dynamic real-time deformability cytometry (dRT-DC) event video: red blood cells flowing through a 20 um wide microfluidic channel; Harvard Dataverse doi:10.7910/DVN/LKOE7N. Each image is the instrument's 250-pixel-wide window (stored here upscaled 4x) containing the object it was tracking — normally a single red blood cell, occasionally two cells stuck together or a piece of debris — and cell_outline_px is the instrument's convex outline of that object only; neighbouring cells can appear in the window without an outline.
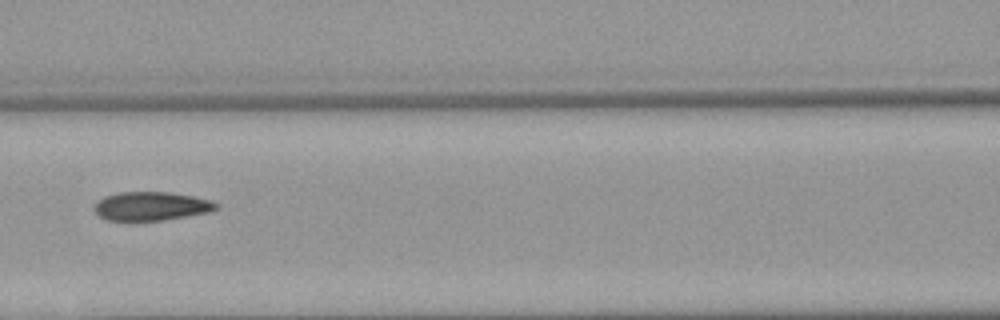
{"species": "Egyptian fruit bat (a non-hibernating species)", "species_latin": "Rousettus aegyptiacus", "temperature_condition": "warm", "stored_images_in_passage": 7, "camera_frame_rate_fps": 3000, "um_per_image_px": 0.085, "animal": {"sex": "female"}, "frame": {"image": 1, "passage_image": 7, "time_ms": 7.0, "image_size_px": [1000, 320], "cell_outline_px": [[220, 208], [208, 212], [164, 220], [136, 224], [128, 224], [104, 220], [92, 208], [104, 196], [120, 192], [168, 192], [192, 196], [212, 200], [220, 204]], "centroid_in_image_um": [12.81, 17.58], "position_along_channel_um": 153.8, "area_um2": 21.33}}